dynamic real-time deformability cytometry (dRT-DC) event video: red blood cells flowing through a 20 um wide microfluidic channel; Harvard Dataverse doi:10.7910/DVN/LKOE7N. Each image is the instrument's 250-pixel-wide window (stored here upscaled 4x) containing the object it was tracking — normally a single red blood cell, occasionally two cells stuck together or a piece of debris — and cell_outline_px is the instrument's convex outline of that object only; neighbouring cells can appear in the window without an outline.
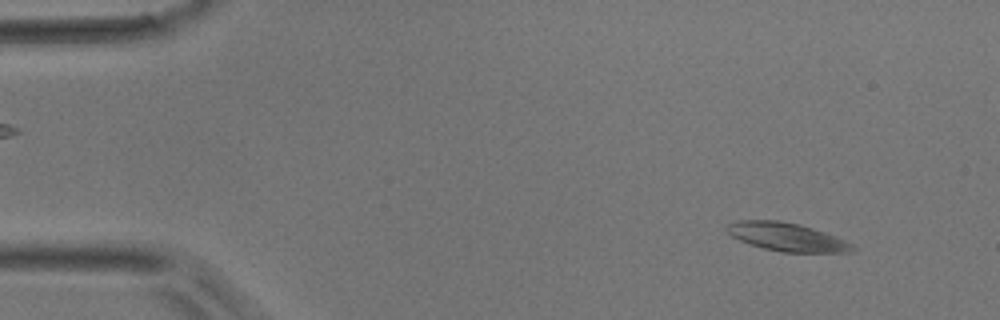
{"species": "common noctule bat (a hibernating species)", "species_latin": "Nyctalus noctula", "temperature_condition": "room temperature", "stored_images_in_passage": 46, "camera_frame_rate_fps": 3000, "um_per_image_px": 0.085, "animal": {"sex": "male", "body_mass_g": 17.9}, "frame": {"image": 1, "passage_image": 4, "time_ms": 1.0, "image_size_px": [1000, 320], "cell_outline_px": [[856, 248], [852, 252], [780, 252], [764, 248], [740, 240], [732, 236], [724, 228], [728, 224], [736, 220], [780, 220], [800, 224], [824, 232], [844, 240], [852, 244]], "centroid_in_image_um": [66.86, 20.13], "position_along_channel_um": 18.1, "area_um2": 20.58}}
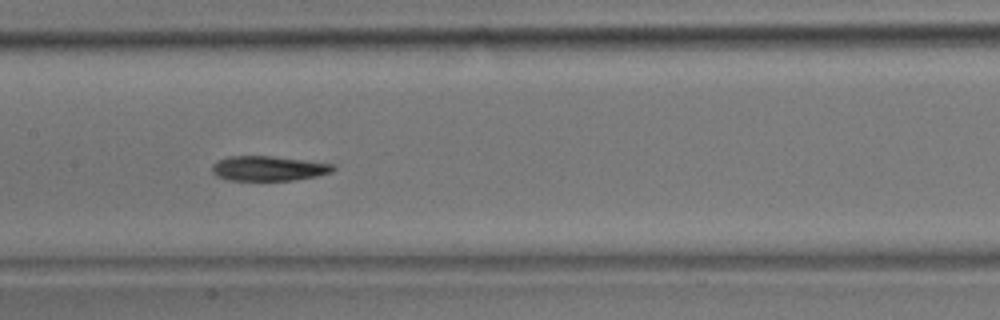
{"frame": {"image": 2, "passage_image": 23, "time_ms": 7.333, "image_size_px": [1000, 320], "cell_outline_px": [[336, 168], [332, 172], [316, 176], [292, 180], [228, 180], [216, 176], [212, 172], [212, 164], [228, 156], [272, 156], [336, 164]], "centroid_in_image_um": [22.84, 14.31], "position_along_channel_um": 184.6, "area_um2": 17.51}}
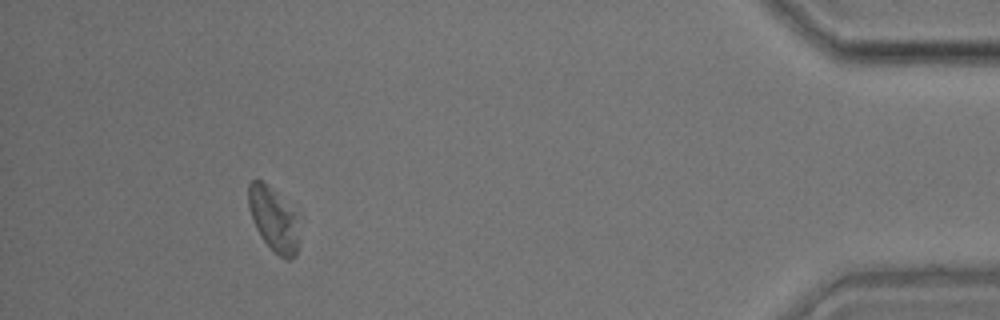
{"frame": {"image": 3, "passage_image": 44, "time_ms": 14.333, "image_size_px": [1000, 320], "cell_outline_px": [[300, 204], [296, 256], [288, 260], [280, 256], [264, 240], [256, 228], [248, 208], [248, 184], [252, 180], [260, 180]], "centroid_in_image_um": [23.35, 18.51], "position_along_channel_um": 411.9, "area_um2": 20.11}}